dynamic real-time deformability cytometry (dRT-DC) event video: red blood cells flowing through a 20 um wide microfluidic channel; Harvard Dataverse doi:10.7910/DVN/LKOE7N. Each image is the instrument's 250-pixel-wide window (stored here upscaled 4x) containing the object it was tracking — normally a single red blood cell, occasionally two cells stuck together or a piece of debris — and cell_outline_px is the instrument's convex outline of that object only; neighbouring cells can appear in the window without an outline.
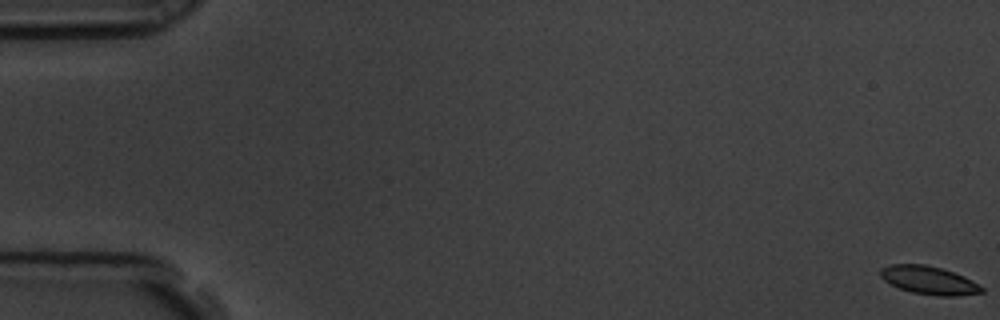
{"species": "common noctule bat (a hibernating species)", "species_latin": "Nyctalus noctula", "temperature_condition": "room temperature", "stored_images_in_passage": 11, "camera_frame_rate_fps": 3000, "um_per_image_px": 0.085, "animal": {"sex": "male", "body_mass_g": 19.5, "forearm_length_mm": 54.6}, "frame": {"image": 1, "passage_image": 1, "time_ms": 0.0, "image_size_px": [1000, 320], "cell_outline_px": [[984, 292], [956, 296], [936, 296], [912, 292], [900, 288], [884, 280], [880, 276], [880, 268], [892, 264], [924, 264], [940, 268], [964, 276], [972, 280], [984, 288]], "centroid_in_image_um": [78.97, 23.82], "position_along_channel_um": 6.0, "area_um2": 16.53}}
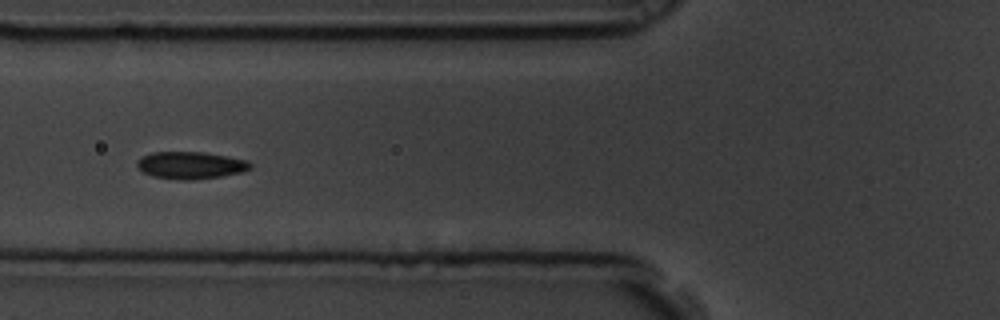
{"frame": {"image": 2, "passage_image": 7, "time_ms": 2.0, "image_size_px": [1000, 320], "cell_outline_px": [[252, 168], [244, 172], [220, 176], [192, 180], [180, 180], [152, 176], [144, 172], [136, 164], [136, 160], [140, 156], [152, 152], [204, 152], [228, 156], [248, 160], [252, 164]], "centroid_in_image_um": [16.22, 14.04], "position_along_channel_um": 109.6, "area_um2": 18.15}}
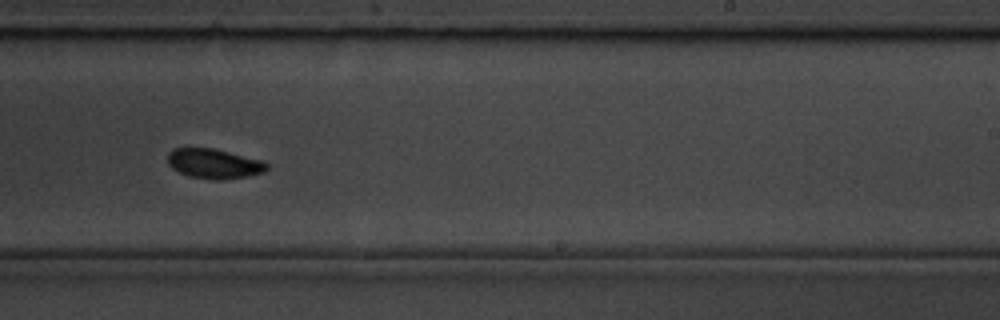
{"frame": {"image": 3, "passage_image": 11, "time_ms": 3.333, "image_size_px": [1000, 320], "cell_outline_px": [[268, 168], [264, 172], [244, 176], [220, 180], [212, 180], [188, 176], [172, 168], [168, 164], [168, 152], [172, 148], [212, 148], [264, 160], [268, 164]], "centroid_in_image_um": [18.18, 13.9], "position_along_channel_um": 270.8, "area_um2": 17.22}}